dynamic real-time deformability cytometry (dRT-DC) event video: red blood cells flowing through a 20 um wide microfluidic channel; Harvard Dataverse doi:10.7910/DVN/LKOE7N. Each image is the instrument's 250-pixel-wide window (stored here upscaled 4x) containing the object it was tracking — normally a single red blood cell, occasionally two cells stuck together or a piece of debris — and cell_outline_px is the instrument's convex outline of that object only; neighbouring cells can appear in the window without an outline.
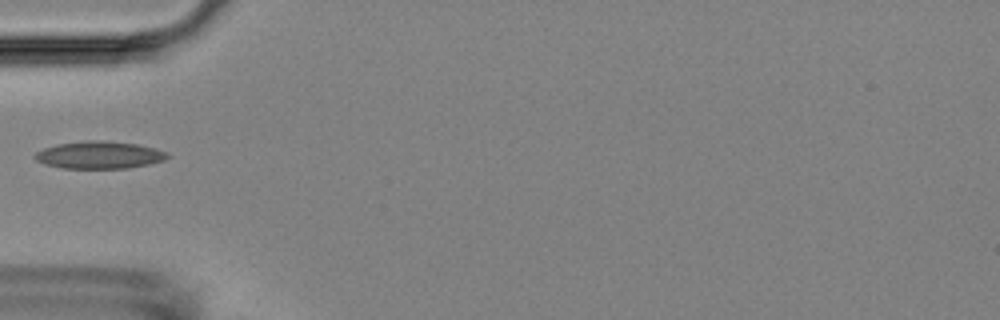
{"species": "Egyptian fruit bat (a non-hibernating species)", "species_latin": "Rousettus aegyptiacus", "temperature_condition": "room temperature", "stored_images_in_passage": 23, "camera_frame_rate_fps": 3000, "um_per_image_px": 0.085, "animal": {"sex": "female"}, "frame": {"image": 1, "passage_image": 1, "time_ms": 0.0, "image_size_px": [1000, 320], "cell_outline_px": [[172, 156], [164, 160], [148, 164], [128, 168], [64, 168], [44, 164], [36, 160], [32, 156], [36, 152], [44, 148], [56, 144], [88, 140], [100, 140], [136, 144], [156, 148], [168, 152]], "centroid_in_image_um": [8.45, 13.17], "position_along_channel_um": 76.5, "area_um2": 21.21}}
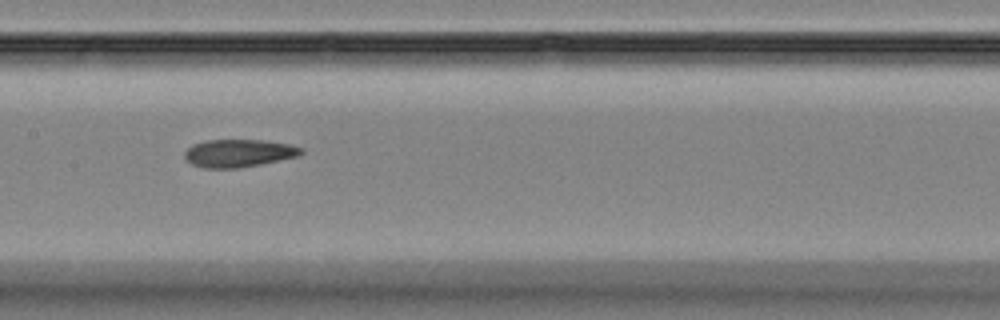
{"frame": {"image": 2, "passage_image": 10, "time_ms": 3.0, "image_size_px": [1000, 320], "cell_outline_px": [[304, 152], [300, 156], [240, 168], [204, 168], [192, 164], [184, 160], [184, 152], [192, 144], [208, 140], [264, 140], [288, 144], [304, 148]], "centroid_in_image_um": [20.29, 13.02], "position_along_channel_um": 187.1, "area_um2": 19.02}}
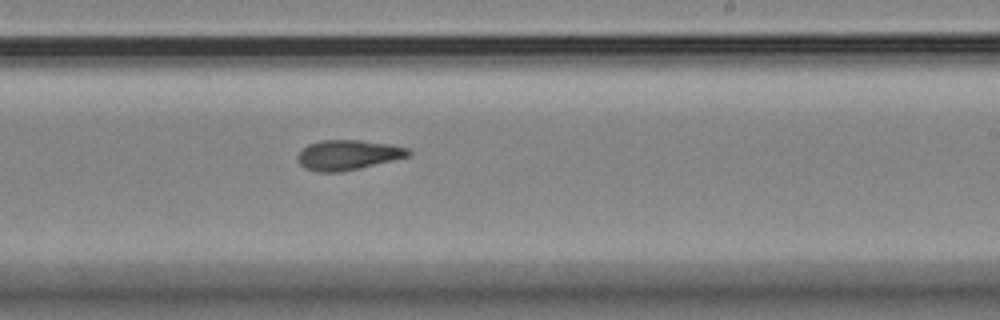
{"frame": {"image": 3, "passage_image": 16, "time_ms": 5.0, "image_size_px": [1000, 320], "cell_outline_px": [[412, 152], [408, 156], [360, 168], [340, 172], [316, 172], [304, 168], [300, 164], [296, 156], [308, 144], [320, 140], [360, 140], [388, 144], [408, 148]], "centroid_in_image_um": [29.54, 13.17], "position_along_channel_um": 259.5, "area_um2": 19.25}}